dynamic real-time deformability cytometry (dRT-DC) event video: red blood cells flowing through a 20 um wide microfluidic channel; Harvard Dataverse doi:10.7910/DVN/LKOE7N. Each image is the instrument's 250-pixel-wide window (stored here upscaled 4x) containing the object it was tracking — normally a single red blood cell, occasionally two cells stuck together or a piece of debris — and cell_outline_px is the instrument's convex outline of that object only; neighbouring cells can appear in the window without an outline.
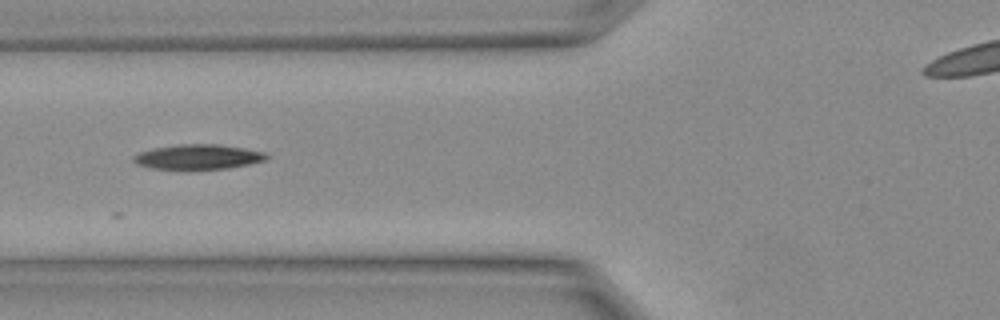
{"species": "Egyptian fruit bat (a non-hibernating species)", "species_latin": "Rousettus aegyptiacus", "temperature_condition": "warm", "stored_images_in_passage": 10, "camera_frame_rate_fps": 3000, "um_per_image_px": 0.085, "animal": {"sex": "female"}, "frame": {"image": 1, "passage_image": 5, "time_ms": 1.333, "image_size_px": [1000, 320], "cell_outline_px": [[268, 160], [228, 168], [152, 168], [136, 164], [132, 160], [132, 156], [140, 152], [152, 148], [180, 144], [216, 144], [244, 148], [264, 152], [268, 156]], "centroid_in_image_um": [16.83, 13.31], "position_along_channel_um": 109.0, "area_um2": 18.96}}